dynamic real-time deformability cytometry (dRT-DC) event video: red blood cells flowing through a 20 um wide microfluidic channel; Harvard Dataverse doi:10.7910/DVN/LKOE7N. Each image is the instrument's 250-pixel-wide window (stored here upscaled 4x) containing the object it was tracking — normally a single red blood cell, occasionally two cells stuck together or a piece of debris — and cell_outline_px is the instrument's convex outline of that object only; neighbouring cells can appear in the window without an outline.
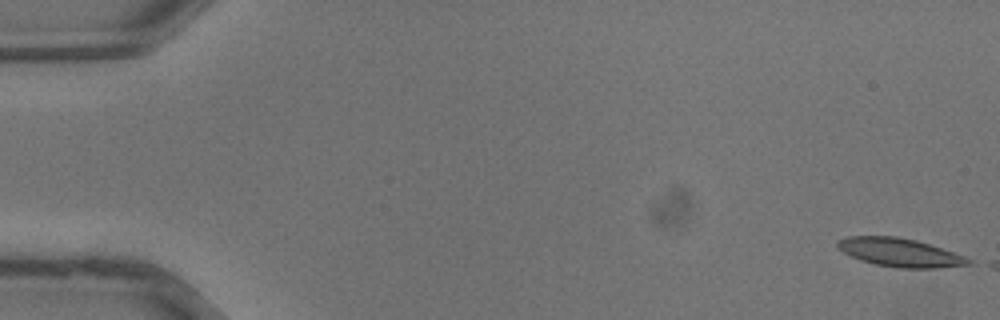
{"species": "common noctule bat (a hibernating species)", "species_latin": "Nyctalus noctula", "temperature_condition": "warm", "stored_images_in_passage": 6, "camera_frame_rate_fps": 3000, "um_per_image_px": 0.085, "animal": {"sex": "male", "body_mass_g": 13.3}, "frame": {"image": 1, "passage_image": 1, "time_ms": 0.0, "image_size_px": [1000, 320], "cell_outline_px": [[972, 264], [936, 268], [900, 268], [876, 264], [860, 260], [844, 252], [836, 244], [836, 240], [848, 236], [896, 236], [916, 240], [964, 256], [972, 260]], "centroid_in_image_um": [76.47, 21.46], "position_along_channel_um": 8.5, "area_um2": 21.44}}